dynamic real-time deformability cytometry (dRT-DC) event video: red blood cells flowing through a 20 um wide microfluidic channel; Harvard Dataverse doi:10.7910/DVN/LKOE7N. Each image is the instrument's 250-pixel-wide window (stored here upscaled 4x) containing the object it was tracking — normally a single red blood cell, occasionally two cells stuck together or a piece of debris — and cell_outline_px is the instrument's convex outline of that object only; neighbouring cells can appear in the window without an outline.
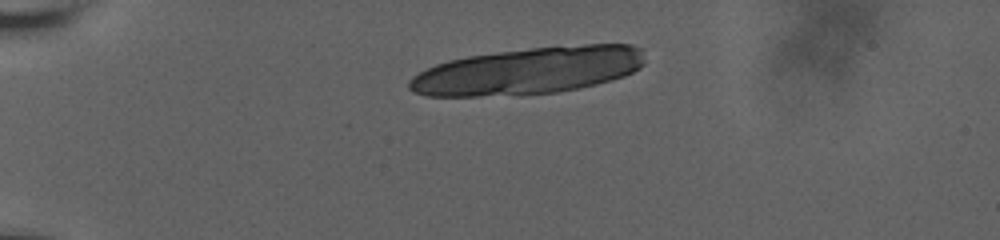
{"species": "human", "species_latin": "Homo sapiens", "temperature_condition": "room temperature", "stored_images_in_passage": 12, "camera_frame_rate_fps": 3000, "um_per_image_px": 0.085, "donor": {"sex": "male"}, "frame": {"image": 1, "passage_image": 1, "time_ms": 0.0, "image_size_px": [1000, 240], "cell_outline_px": [[644, 64], [640, 68], [624, 76], [596, 84], [556, 92], [520, 96], [428, 96], [416, 92], [408, 88], [408, 80], [412, 76], [436, 64], [448, 60], [468, 56], [532, 48], [584, 44], [632, 44], [640, 48], [644, 60]], "centroid_in_image_um": [44.91, 6.03], "position_along_channel_um": 40.1, "area_um2": 64.5}}